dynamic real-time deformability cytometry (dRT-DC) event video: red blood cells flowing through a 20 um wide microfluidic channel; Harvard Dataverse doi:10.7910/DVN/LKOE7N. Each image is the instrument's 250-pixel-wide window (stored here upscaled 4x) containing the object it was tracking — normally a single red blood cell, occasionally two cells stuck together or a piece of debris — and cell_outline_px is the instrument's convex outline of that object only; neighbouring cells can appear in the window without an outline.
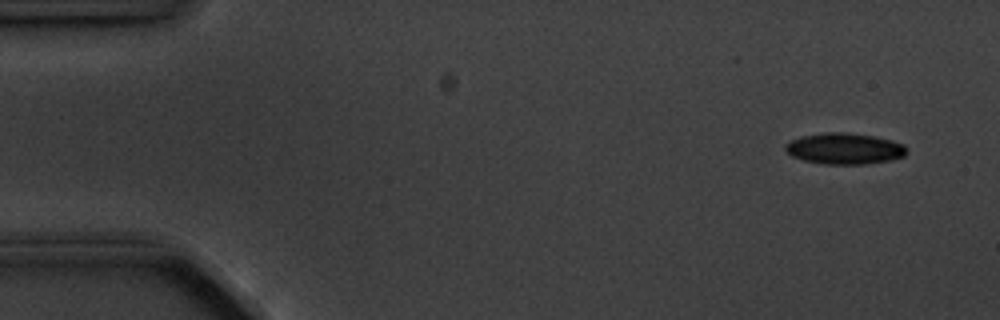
{"species": "common noctule bat (a hibernating species)", "species_latin": "Nyctalus noctula", "temperature_condition": "cold", "stored_images_in_passage": 14, "camera_frame_rate_fps": 3000, "um_per_image_px": 0.085, "animal": {"sex": "male", "body_mass_g": 20.1, "forearm_length_mm": 53.5}, "frame": {"image": 1, "passage_image": 1, "time_ms": 0.0, "image_size_px": [1000, 320], "cell_outline_px": [[908, 152], [904, 156], [892, 160], [864, 164], [824, 164], [804, 160], [792, 156], [784, 148], [784, 144], [800, 136], [824, 132], [848, 132], [872, 136], [892, 140], [904, 144]], "centroid_in_image_um": [71.79, 12.62], "position_along_channel_um": 13.2, "area_um2": 22.14}}
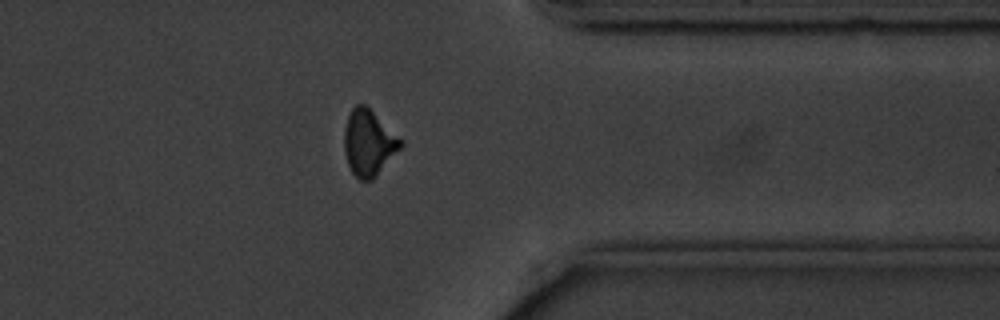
{"frame": {"image": 2, "passage_image": 12, "time_ms": 13.333, "image_size_px": [1000, 320], "cell_outline_px": [[404, 144], [372, 180], [360, 180], [352, 172], [348, 164], [344, 152], [344, 128], [348, 116], [352, 108], [356, 104], [364, 104], [404, 140]], "centroid_in_image_um": [31.34, 12.13], "position_along_channel_um": 380.1, "area_um2": 21.56}}
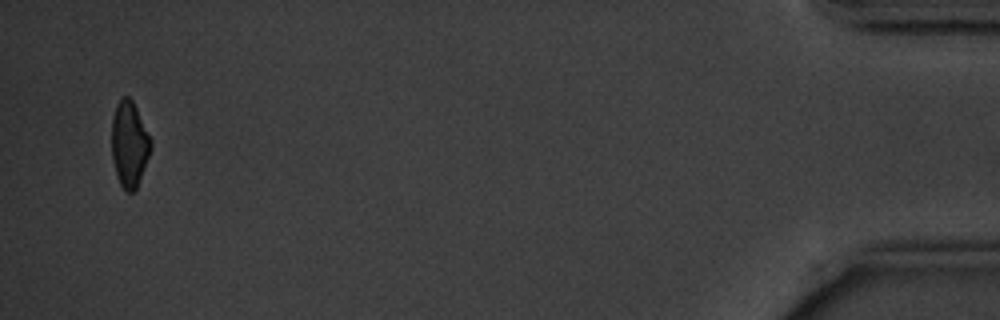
{"frame": {"image": 3, "passage_image": 14, "time_ms": 16.667, "image_size_px": [1000, 320], "cell_outline_px": [[152, 148], [136, 188], [132, 192], [128, 192], [120, 184], [116, 176], [112, 160], [112, 116], [116, 104], [120, 96], [128, 96], [132, 100], [152, 140]], "centroid_in_image_um": [10.98, 12.22], "position_along_channel_um": 424.2, "area_um2": 19.59}, "authors_computed_cell_mechanics": {"area_um2": 21.5305, "velocity_mm_per_s": 3.5973, "shape_relaxation_time_tau1_ms": 2.613, "shape_relaxation_time_tau2_ms": null, "deformation_change_tau1": 0.086, "deformation_change_tau2": null}}